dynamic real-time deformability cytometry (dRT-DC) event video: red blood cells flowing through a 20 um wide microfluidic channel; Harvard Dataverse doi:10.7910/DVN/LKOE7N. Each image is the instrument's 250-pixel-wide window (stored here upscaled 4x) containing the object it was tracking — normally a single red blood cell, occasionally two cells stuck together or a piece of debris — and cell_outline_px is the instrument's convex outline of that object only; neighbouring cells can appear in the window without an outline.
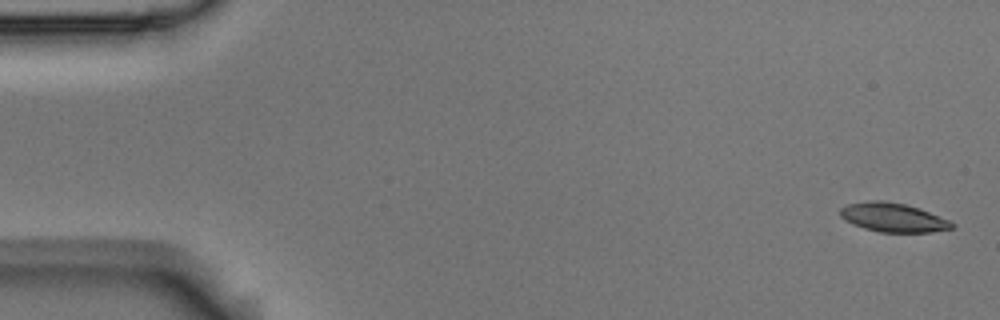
{"species": "Egyptian fruit bat (a non-hibernating species)", "species_latin": "Rousettus aegyptiacus", "temperature_condition": "room temperature", "stored_images_in_passage": 5, "camera_frame_rate_fps": 3000, "um_per_image_px": 0.085, "animal": {"sex": "male"}, "frame": {"image": 1, "passage_image": 1, "time_ms": 0.0, "image_size_px": [1000, 320], "cell_outline_px": [[956, 224], [952, 228], [932, 232], [880, 232], [864, 228], [852, 224], [840, 216], [840, 208], [848, 204], [872, 200], [880, 200], [904, 204], [928, 212], [948, 220]], "centroid_in_image_um": [75.88, 18.49], "position_along_channel_um": 9.1, "area_um2": 18.55}}
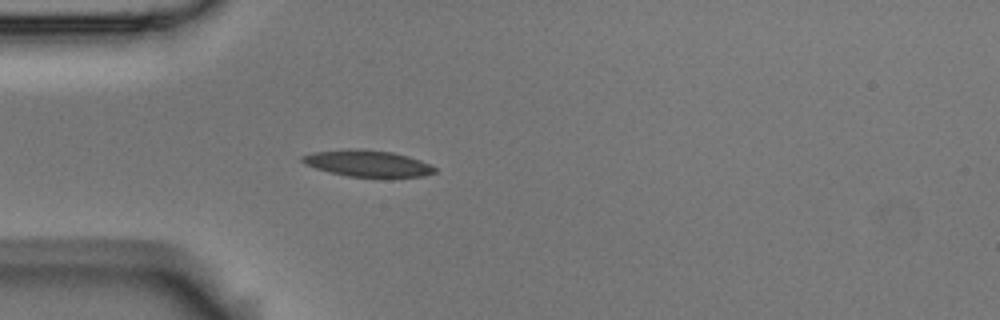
{"frame": {"image": 2, "passage_image": 5, "time_ms": 1.333, "image_size_px": [1000, 320], "cell_outline_px": [[436, 172], [424, 176], [392, 180], [384, 180], [348, 176], [316, 168], [304, 164], [300, 160], [300, 156], [312, 152], [348, 148], [352, 148], [392, 152], [408, 156], [420, 160], [436, 168]], "centroid_in_image_um": [31.29, 13.93], "position_along_channel_um": 53.7, "area_um2": 21.33}}